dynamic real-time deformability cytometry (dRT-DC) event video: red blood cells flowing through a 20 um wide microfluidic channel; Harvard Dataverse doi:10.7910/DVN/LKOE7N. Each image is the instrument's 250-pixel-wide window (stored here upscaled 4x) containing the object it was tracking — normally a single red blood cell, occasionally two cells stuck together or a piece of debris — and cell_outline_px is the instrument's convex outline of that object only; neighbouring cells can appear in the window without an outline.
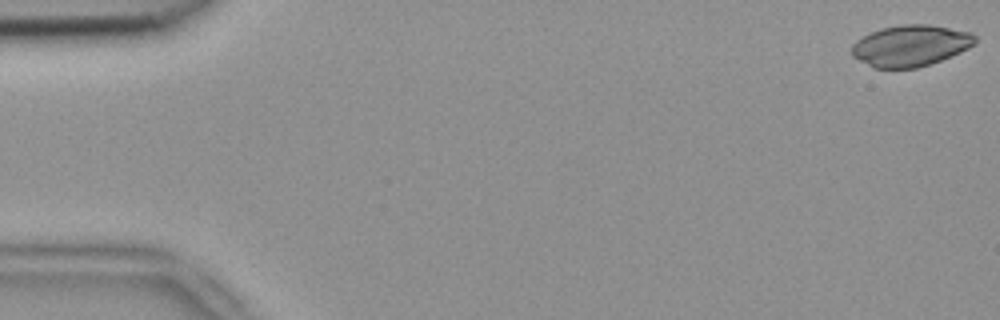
{"species": "common noctule bat (a hibernating species)", "species_latin": "Nyctalus noctula", "temperature_condition": "room temperature", "stored_images_in_passage": 7, "camera_frame_rate_fps": 3000, "um_per_image_px": 0.085, "animal": {"sex": "female", "body_mass_g": 18.4}, "frame": {"image": 1, "passage_image": 1, "time_ms": 0.0, "image_size_px": [1000, 320], "cell_outline_px": [[976, 40], [968, 48], [960, 52], [940, 60], [916, 68], [872, 68], [852, 56], [852, 44], [856, 40], [880, 28], [900, 24], [928, 24], [968, 32], [976, 36]], "centroid_in_image_um": [77.34, 3.88], "position_along_channel_um": 7.7, "area_um2": 29.42}}